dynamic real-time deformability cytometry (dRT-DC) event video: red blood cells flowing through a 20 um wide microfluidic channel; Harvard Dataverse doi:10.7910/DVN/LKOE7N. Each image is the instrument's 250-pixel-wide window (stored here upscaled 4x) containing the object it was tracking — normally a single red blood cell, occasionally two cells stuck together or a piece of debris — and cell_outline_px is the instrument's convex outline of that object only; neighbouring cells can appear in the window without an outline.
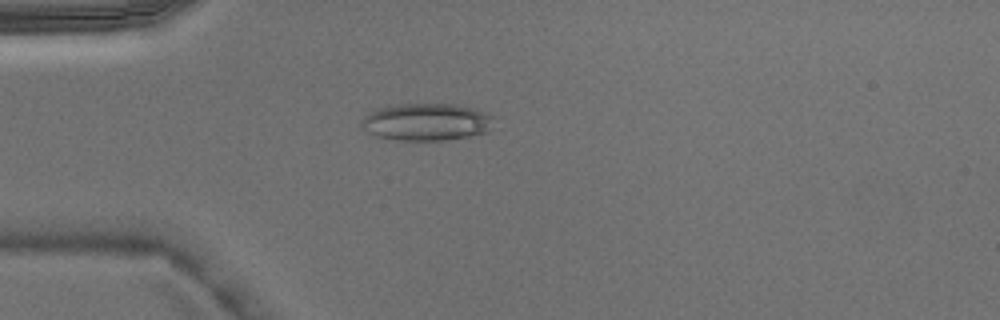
{"species": "Egyptian fruit bat (a non-hibernating species)", "species_latin": "Rousettus aegyptiacus", "temperature_condition": "warm", "stored_images_in_passage": 4, "camera_frame_rate_fps": 3000, "um_per_image_px": 0.085, "animal": {"sex": "male"}, "frame": {"image": 1, "passage_image": 4, "time_ms": 1.0, "image_size_px": [1000, 320], "cell_outline_px": [[492, 116], [488, 132], [468, 136], [444, 140], [400, 140], [380, 136], [368, 132], [360, 128], [360, 124], [364, 116], [376, 108], [396, 104], [456, 104], [488, 112]], "centroid_in_image_um": [36.22, 10.35], "position_along_channel_um": 48.8, "area_um2": 28.61}}